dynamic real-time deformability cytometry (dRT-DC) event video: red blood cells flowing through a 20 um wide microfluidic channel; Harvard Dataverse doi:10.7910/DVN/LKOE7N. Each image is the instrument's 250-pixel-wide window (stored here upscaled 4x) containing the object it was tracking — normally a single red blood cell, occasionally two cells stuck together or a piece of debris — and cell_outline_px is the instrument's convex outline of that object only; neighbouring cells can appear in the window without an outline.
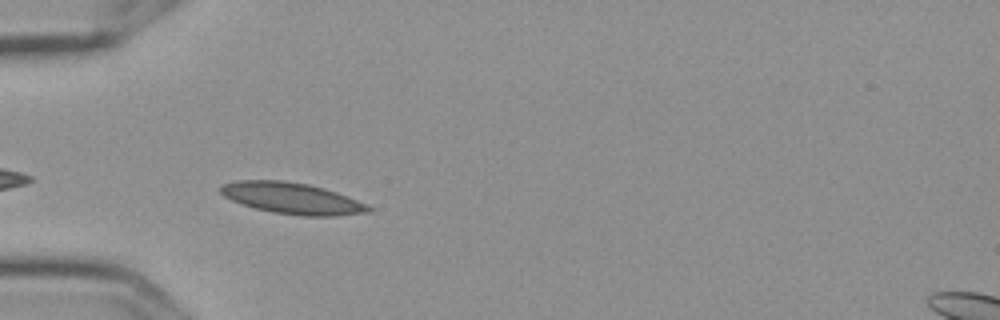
{"species": "Egyptian fruit bat (a non-hibernating species)", "species_latin": "Rousettus aegyptiacus", "temperature_condition": "cold", "stored_images_in_passage": 4, "camera_frame_rate_fps": 3000, "um_per_image_px": 0.085, "frame": {"image": 1, "passage_image": 3, "time_ms": 0.667, "image_size_px": [1000, 320], "cell_outline_px": [[372, 212], [336, 216], [300, 216], [272, 212], [256, 208], [232, 200], [224, 196], [220, 192], [220, 184], [236, 180], [284, 180], [308, 184], [324, 188], [336, 192], [356, 200], [372, 208]], "centroid_in_image_um": [24.81, 16.85], "position_along_channel_um": 60.2, "area_um2": 26.93}}